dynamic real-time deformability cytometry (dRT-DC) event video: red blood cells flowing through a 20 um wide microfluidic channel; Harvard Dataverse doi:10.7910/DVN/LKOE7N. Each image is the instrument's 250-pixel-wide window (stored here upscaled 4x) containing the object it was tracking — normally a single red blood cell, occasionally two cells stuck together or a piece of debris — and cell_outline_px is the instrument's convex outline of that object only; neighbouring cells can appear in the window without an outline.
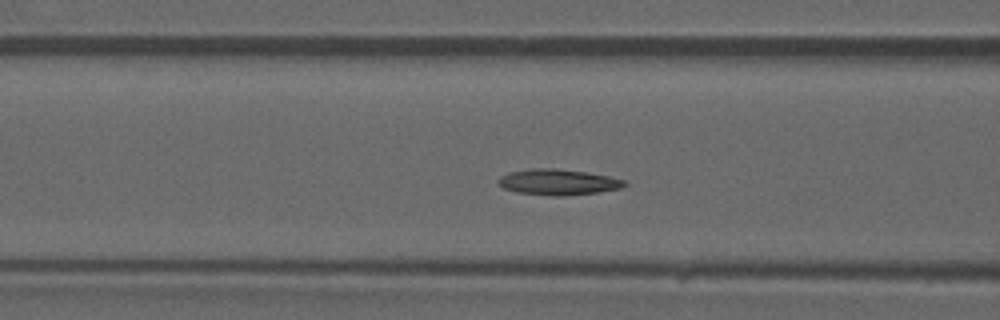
{"species": "common noctule bat (a hibernating species)", "species_latin": "Nyctalus noctula", "temperature_condition": "warm", "stored_images_in_passage": 42, "camera_frame_rate_fps": 3000, "um_per_image_px": 0.085, "animal": {"sex": "male", "forearm_length_mm": 52.5}, "frame": {"image": 1, "passage_image": 12, "time_ms": 3.667, "image_size_px": [1000, 320], "cell_outline_px": [[628, 184], [620, 188], [600, 192], [564, 196], [552, 196], [516, 192], [504, 188], [496, 180], [500, 176], [508, 172], [532, 168], [556, 168], [584, 172], [608, 176], [624, 180]], "centroid_in_image_um": [47.41, 15.48], "position_along_channel_um": 119.2, "area_um2": 19.02}}